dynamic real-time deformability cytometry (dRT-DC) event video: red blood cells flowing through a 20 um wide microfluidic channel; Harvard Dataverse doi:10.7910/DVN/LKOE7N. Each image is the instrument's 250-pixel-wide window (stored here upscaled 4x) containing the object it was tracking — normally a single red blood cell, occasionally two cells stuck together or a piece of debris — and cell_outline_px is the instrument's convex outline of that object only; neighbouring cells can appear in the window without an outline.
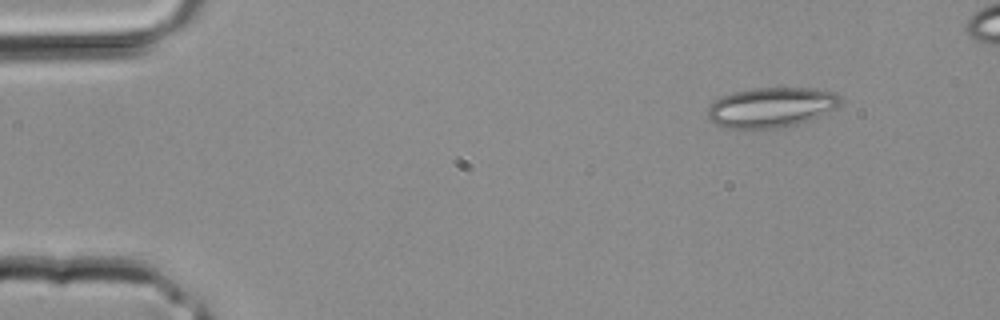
{"species": "common noctule bat (a hibernating species)", "species_latin": "Nyctalus noctula", "temperature_condition": "room temperature", "stored_images_in_passage": 2, "camera_frame_rate_fps": 3000, "um_per_image_px": 0.085, "animal": {"sex": "male", "body_mass_g": 20.4}, "frame": {"image": 1, "passage_image": 1, "time_ms": 0.0, "image_size_px": [1000, 320], "cell_outline_px": [[840, 104], [836, 108], [808, 120], [796, 124], [776, 128], [724, 128], [716, 124], [708, 116], [708, 104], [720, 96], [736, 92], [756, 88], [812, 88], [832, 92], [840, 96]], "centroid_in_image_um": [65.52, 9.12], "position_along_channel_um": 19.5, "area_um2": 30.63}}